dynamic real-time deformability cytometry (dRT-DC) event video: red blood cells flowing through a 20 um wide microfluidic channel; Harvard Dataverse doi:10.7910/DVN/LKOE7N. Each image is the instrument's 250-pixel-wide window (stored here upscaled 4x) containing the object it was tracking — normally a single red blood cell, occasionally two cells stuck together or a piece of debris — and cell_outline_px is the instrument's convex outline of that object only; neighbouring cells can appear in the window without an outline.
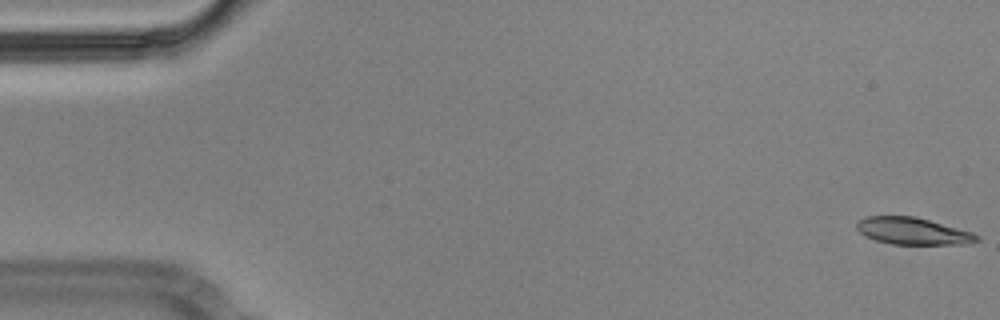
{"species": "Egyptian fruit bat (a non-hibernating species)", "species_latin": "Rousettus aegyptiacus", "temperature_condition": "cold", "stored_images_in_passage": 56, "camera_frame_rate_fps": 3000, "um_per_image_px": 0.085, "animal": {"sex": "male"}, "frame": {"image": 1, "passage_image": 1, "time_ms": 0.0, "image_size_px": [1000, 320], "cell_outline_px": [[980, 240], [968, 244], [892, 244], [876, 240], [864, 236], [856, 228], [856, 220], [864, 216], [916, 216], [972, 232], [980, 236]], "centroid_in_image_um": [77.57, 19.63], "position_along_channel_um": 7.4, "area_um2": 19.07}}
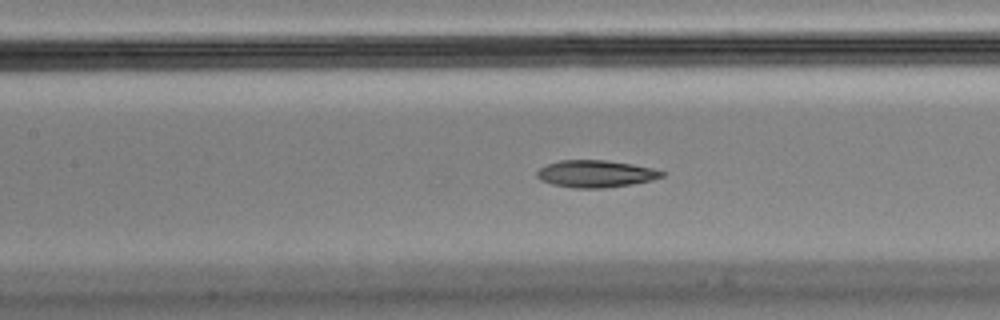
{"frame": {"image": 2, "passage_image": 25, "time_ms": 8.0, "image_size_px": [1000, 320], "cell_outline_px": [[664, 176], [652, 180], [632, 184], [604, 188], [572, 188], [552, 184], [540, 180], [536, 176], [536, 172], [540, 168], [548, 164], [560, 160], [604, 160], [632, 164], [652, 168], [664, 172]], "centroid_in_image_um": [50.61, 14.78], "position_along_channel_um": 156.8, "area_um2": 19.71}}
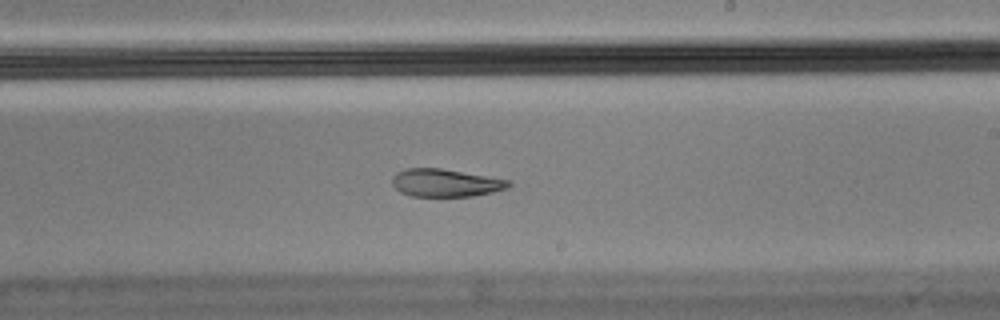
{"frame": {"image": 3, "passage_image": 33, "time_ms": 10.667, "image_size_px": [1000, 320], "cell_outline_px": [[512, 184], [508, 188], [492, 192], [472, 196], [412, 196], [400, 192], [392, 184], [392, 176], [396, 172], [404, 168], [440, 168], [512, 180]], "centroid_in_image_um": [37.87, 15.53], "position_along_channel_um": 251.1, "area_um2": 18.96}, "authors_computed_cell_mechanics": {"area_um2": 20.3745, "velocity_mm_per_s": 3.5521, "shape_relaxation_time_tau1_ms": null, "shape_relaxation_time_tau2_ms": 4.6197, "deformation_change_tau1": null, "deformation_change_tau2": 0.1175}}